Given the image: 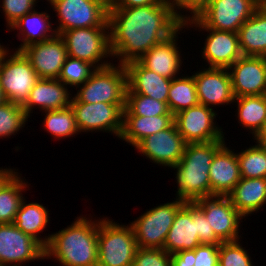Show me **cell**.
Instances as JSON below:
<instances>
[{
  "instance_id": "cell-1",
  "label": "cell",
  "mask_w": 266,
  "mask_h": 266,
  "mask_svg": "<svg viewBox=\"0 0 266 266\" xmlns=\"http://www.w3.org/2000/svg\"><path fill=\"white\" fill-rule=\"evenodd\" d=\"M110 49L119 64L139 60L153 46L174 35L184 22L169 0L131 8H108Z\"/></svg>"
},
{
  "instance_id": "cell-2",
  "label": "cell",
  "mask_w": 266,
  "mask_h": 266,
  "mask_svg": "<svg viewBox=\"0 0 266 266\" xmlns=\"http://www.w3.org/2000/svg\"><path fill=\"white\" fill-rule=\"evenodd\" d=\"M89 217L77 216L71 225L52 233L45 259L53 257L60 266H97L98 219Z\"/></svg>"
},
{
  "instance_id": "cell-3",
  "label": "cell",
  "mask_w": 266,
  "mask_h": 266,
  "mask_svg": "<svg viewBox=\"0 0 266 266\" xmlns=\"http://www.w3.org/2000/svg\"><path fill=\"white\" fill-rule=\"evenodd\" d=\"M225 141L187 143L176 169V198L193 202L211 196L209 170L216 151Z\"/></svg>"
},
{
  "instance_id": "cell-4",
  "label": "cell",
  "mask_w": 266,
  "mask_h": 266,
  "mask_svg": "<svg viewBox=\"0 0 266 266\" xmlns=\"http://www.w3.org/2000/svg\"><path fill=\"white\" fill-rule=\"evenodd\" d=\"M127 72L124 65L96 68L90 78L76 88L71 102L126 104ZM78 89V90H77Z\"/></svg>"
},
{
  "instance_id": "cell-5",
  "label": "cell",
  "mask_w": 266,
  "mask_h": 266,
  "mask_svg": "<svg viewBox=\"0 0 266 266\" xmlns=\"http://www.w3.org/2000/svg\"><path fill=\"white\" fill-rule=\"evenodd\" d=\"M137 242L132 226L98 220V266H133Z\"/></svg>"
},
{
  "instance_id": "cell-6",
  "label": "cell",
  "mask_w": 266,
  "mask_h": 266,
  "mask_svg": "<svg viewBox=\"0 0 266 266\" xmlns=\"http://www.w3.org/2000/svg\"><path fill=\"white\" fill-rule=\"evenodd\" d=\"M259 7V0H210L195 18L185 21L184 26L188 30L196 27L238 32Z\"/></svg>"
},
{
  "instance_id": "cell-7",
  "label": "cell",
  "mask_w": 266,
  "mask_h": 266,
  "mask_svg": "<svg viewBox=\"0 0 266 266\" xmlns=\"http://www.w3.org/2000/svg\"><path fill=\"white\" fill-rule=\"evenodd\" d=\"M62 37L71 58L86 61L95 68L112 64L109 27L76 28L64 31ZM107 58V61H106ZM109 60V62H108Z\"/></svg>"
},
{
  "instance_id": "cell-8",
  "label": "cell",
  "mask_w": 266,
  "mask_h": 266,
  "mask_svg": "<svg viewBox=\"0 0 266 266\" xmlns=\"http://www.w3.org/2000/svg\"><path fill=\"white\" fill-rule=\"evenodd\" d=\"M8 48L0 55V85L9 102L23 105L40 77L22 51Z\"/></svg>"
},
{
  "instance_id": "cell-9",
  "label": "cell",
  "mask_w": 266,
  "mask_h": 266,
  "mask_svg": "<svg viewBox=\"0 0 266 266\" xmlns=\"http://www.w3.org/2000/svg\"><path fill=\"white\" fill-rule=\"evenodd\" d=\"M173 200L147 210L130 222L139 248L163 249L169 229L177 211L184 205L181 199Z\"/></svg>"
},
{
  "instance_id": "cell-10",
  "label": "cell",
  "mask_w": 266,
  "mask_h": 266,
  "mask_svg": "<svg viewBox=\"0 0 266 266\" xmlns=\"http://www.w3.org/2000/svg\"><path fill=\"white\" fill-rule=\"evenodd\" d=\"M57 13V34L76 28L109 27L108 7L99 0H46Z\"/></svg>"
},
{
  "instance_id": "cell-11",
  "label": "cell",
  "mask_w": 266,
  "mask_h": 266,
  "mask_svg": "<svg viewBox=\"0 0 266 266\" xmlns=\"http://www.w3.org/2000/svg\"><path fill=\"white\" fill-rule=\"evenodd\" d=\"M126 104L71 102L78 129L81 132H108L121 135L123 110Z\"/></svg>"
},
{
  "instance_id": "cell-12",
  "label": "cell",
  "mask_w": 266,
  "mask_h": 266,
  "mask_svg": "<svg viewBox=\"0 0 266 266\" xmlns=\"http://www.w3.org/2000/svg\"><path fill=\"white\" fill-rule=\"evenodd\" d=\"M213 109L198 104L174 115L178 133L186 143L225 141V133L216 125L218 115Z\"/></svg>"
},
{
  "instance_id": "cell-13",
  "label": "cell",
  "mask_w": 266,
  "mask_h": 266,
  "mask_svg": "<svg viewBox=\"0 0 266 266\" xmlns=\"http://www.w3.org/2000/svg\"><path fill=\"white\" fill-rule=\"evenodd\" d=\"M204 213L215 235L222 242L238 241L244 218L231 203L228 196L213 195L193 201Z\"/></svg>"
},
{
  "instance_id": "cell-14",
  "label": "cell",
  "mask_w": 266,
  "mask_h": 266,
  "mask_svg": "<svg viewBox=\"0 0 266 266\" xmlns=\"http://www.w3.org/2000/svg\"><path fill=\"white\" fill-rule=\"evenodd\" d=\"M45 259V248L13 223L0 224V264L22 266Z\"/></svg>"
},
{
  "instance_id": "cell-15",
  "label": "cell",
  "mask_w": 266,
  "mask_h": 266,
  "mask_svg": "<svg viewBox=\"0 0 266 266\" xmlns=\"http://www.w3.org/2000/svg\"><path fill=\"white\" fill-rule=\"evenodd\" d=\"M186 144L173 123L169 128L145 137L134 148L150 162L169 169L179 163Z\"/></svg>"
},
{
  "instance_id": "cell-16",
  "label": "cell",
  "mask_w": 266,
  "mask_h": 266,
  "mask_svg": "<svg viewBox=\"0 0 266 266\" xmlns=\"http://www.w3.org/2000/svg\"><path fill=\"white\" fill-rule=\"evenodd\" d=\"M228 71L234 98L266 95V57L241 56Z\"/></svg>"
},
{
  "instance_id": "cell-17",
  "label": "cell",
  "mask_w": 266,
  "mask_h": 266,
  "mask_svg": "<svg viewBox=\"0 0 266 266\" xmlns=\"http://www.w3.org/2000/svg\"><path fill=\"white\" fill-rule=\"evenodd\" d=\"M192 75L199 104L209 108L233 104L234 95L228 68L204 67Z\"/></svg>"
},
{
  "instance_id": "cell-18",
  "label": "cell",
  "mask_w": 266,
  "mask_h": 266,
  "mask_svg": "<svg viewBox=\"0 0 266 266\" xmlns=\"http://www.w3.org/2000/svg\"><path fill=\"white\" fill-rule=\"evenodd\" d=\"M22 52L30 60L37 75L45 79H58L68 57L65 43L59 34L42 42L31 44Z\"/></svg>"
},
{
  "instance_id": "cell-19",
  "label": "cell",
  "mask_w": 266,
  "mask_h": 266,
  "mask_svg": "<svg viewBox=\"0 0 266 266\" xmlns=\"http://www.w3.org/2000/svg\"><path fill=\"white\" fill-rule=\"evenodd\" d=\"M198 30L207 32L204 46L201 48V55L208 63L209 68H229L243 56L237 32L210 28H198Z\"/></svg>"
},
{
  "instance_id": "cell-20",
  "label": "cell",
  "mask_w": 266,
  "mask_h": 266,
  "mask_svg": "<svg viewBox=\"0 0 266 266\" xmlns=\"http://www.w3.org/2000/svg\"><path fill=\"white\" fill-rule=\"evenodd\" d=\"M185 28L183 25L174 35L153 46L138 61L147 69L159 75L173 79L178 77L184 59L178 47V34ZM182 58V59H181ZM183 60V61H182Z\"/></svg>"
},
{
  "instance_id": "cell-21",
  "label": "cell",
  "mask_w": 266,
  "mask_h": 266,
  "mask_svg": "<svg viewBox=\"0 0 266 266\" xmlns=\"http://www.w3.org/2000/svg\"><path fill=\"white\" fill-rule=\"evenodd\" d=\"M70 92L71 90H68L67 86L59 79L40 78L31 89L22 108L29 118L35 107L40 109L42 113L63 109L70 106L73 96Z\"/></svg>"
},
{
  "instance_id": "cell-22",
  "label": "cell",
  "mask_w": 266,
  "mask_h": 266,
  "mask_svg": "<svg viewBox=\"0 0 266 266\" xmlns=\"http://www.w3.org/2000/svg\"><path fill=\"white\" fill-rule=\"evenodd\" d=\"M127 92L142 94L167 104L172 79L145 68L138 60L125 65Z\"/></svg>"
},
{
  "instance_id": "cell-23",
  "label": "cell",
  "mask_w": 266,
  "mask_h": 266,
  "mask_svg": "<svg viewBox=\"0 0 266 266\" xmlns=\"http://www.w3.org/2000/svg\"><path fill=\"white\" fill-rule=\"evenodd\" d=\"M224 143L212 160L209 178L211 196H227L241 179L237 155Z\"/></svg>"
},
{
  "instance_id": "cell-24",
  "label": "cell",
  "mask_w": 266,
  "mask_h": 266,
  "mask_svg": "<svg viewBox=\"0 0 266 266\" xmlns=\"http://www.w3.org/2000/svg\"><path fill=\"white\" fill-rule=\"evenodd\" d=\"M201 242L197 232V219L182 206L176 213L164 243L170 255L183 250H194Z\"/></svg>"
},
{
  "instance_id": "cell-25",
  "label": "cell",
  "mask_w": 266,
  "mask_h": 266,
  "mask_svg": "<svg viewBox=\"0 0 266 266\" xmlns=\"http://www.w3.org/2000/svg\"><path fill=\"white\" fill-rule=\"evenodd\" d=\"M227 196L244 218L257 213L266 204V178H241Z\"/></svg>"
},
{
  "instance_id": "cell-26",
  "label": "cell",
  "mask_w": 266,
  "mask_h": 266,
  "mask_svg": "<svg viewBox=\"0 0 266 266\" xmlns=\"http://www.w3.org/2000/svg\"><path fill=\"white\" fill-rule=\"evenodd\" d=\"M47 12L48 11L37 12L35 9L28 14H25L9 29H7L10 31H19L17 37L22 43L19 45V47H17V49L15 48L16 51H22L31 44L50 39L57 34L52 25L53 23L50 20L51 16Z\"/></svg>"
},
{
  "instance_id": "cell-27",
  "label": "cell",
  "mask_w": 266,
  "mask_h": 266,
  "mask_svg": "<svg viewBox=\"0 0 266 266\" xmlns=\"http://www.w3.org/2000/svg\"><path fill=\"white\" fill-rule=\"evenodd\" d=\"M26 201L27 200L25 198L21 202L13 224L46 248L52 235L49 234L48 236H44L42 238L40 233H42L46 226L50 223V216L48 213L50 211H48V208L43 206V204L37 202L27 203Z\"/></svg>"
},
{
  "instance_id": "cell-28",
  "label": "cell",
  "mask_w": 266,
  "mask_h": 266,
  "mask_svg": "<svg viewBox=\"0 0 266 266\" xmlns=\"http://www.w3.org/2000/svg\"><path fill=\"white\" fill-rule=\"evenodd\" d=\"M243 56L266 57V12L260 7L238 29Z\"/></svg>"
},
{
  "instance_id": "cell-29",
  "label": "cell",
  "mask_w": 266,
  "mask_h": 266,
  "mask_svg": "<svg viewBox=\"0 0 266 266\" xmlns=\"http://www.w3.org/2000/svg\"><path fill=\"white\" fill-rule=\"evenodd\" d=\"M174 123V115L155 117L123 116L120 139L135 147L145 137L169 128Z\"/></svg>"
},
{
  "instance_id": "cell-30",
  "label": "cell",
  "mask_w": 266,
  "mask_h": 266,
  "mask_svg": "<svg viewBox=\"0 0 266 266\" xmlns=\"http://www.w3.org/2000/svg\"><path fill=\"white\" fill-rule=\"evenodd\" d=\"M233 103L237 104L235 116L238 124L250 130L254 138L266 122V95L237 97Z\"/></svg>"
},
{
  "instance_id": "cell-31",
  "label": "cell",
  "mask_w": 266,
  "mask_h": 266,
  "mask_svg": "<svg viewBox=\"0 0 266 266\" xmlns=\"http://www.w3.org/2000/svg\"><path fill=\"white\" fill-rule=\"evenodd\" d=\"M19 174L16 171L0 189V224L14 223L21 202L25 199L24 192L27 187L29 190L30 184Z\"/></svg>"
},
{
  "instance_id": "cell-32",
  "label": "cell",
  "mask_w": 266,
  "mask_h": 266,
  "mask_svg": "<svg viewBox=\"0 0 266 266\" xmlns=\"http://www.w3.org/2000/svg\"><path fill=\"white\" fill-rule=\"evenodd\" d=\"M194 76H180L173 78L168 92L167 105L175 115L185 109L198 105Z\"/></svg>"
},
{
  "instance_id": "cell-33",
  "label": "cell",
  "mask_w": 266,
  "mask_h": 266,
  "mask_svg": "<svg viewBox=\"0 0 266 266\" xmlns=\"http://www.w3.org/2000/svg\"><path fill=\"white\" fill-rule=\"evenodd\" d=\"M43 129L55 139H66L80 134L74 112L70 106L51 111H44Z\"/></svg>"
},
{
  "instance_id": "cell-34",
  "label": "cell",
  "mask_w": 266,
  "mask_h": 266,
  "mask_svg": "<svg viewBox=\"0 0 266 266\" xmlns=\"http://www.w3.org/2000/svg\"><path fill=\"white\" fill-rule=\"evenodd\" d=\"M160 115H173L165 102L142 94L126 93L123 116L155 117Z\"/></svg>"
},
{
  "instance_id": "cell-35",
  "label": "cell",
  "mask_w": 266,
  "mask_h": 266,
  "mask_svg": "<svg viewBox=\"0 0 266 266\" xmlns=\"http://www.w3.org/2000/svg\"><path fill=\"white\" fill-rule=\"evenodd\" d=\"M236 155L241 178H266V149L258 144L250 145Z\"/></svg>"
},
{
  "instance_id": "cell-36",
  "label": "cell",
  "mask_w": 266,
  "mask_h": 266,
  "mask_svg": "<svg viewBox=\"0 0 266 266\" xmlns=\"http://www.w3.org/2000/svg\"><path fill=\"white\" fill-rule=\"evenodd\" d=\"M28 118L22 105L9 101L0 105V138H10L23 130Z\"/></svg>"
},
{
  "instance_id": "cell-37",
  "label": "cell",
  "mask_w": 266,
  "mask_h": 266,
  "mask_svg": "<svg viewBox=\"0 0 266 266\" xmlns=\"http://www.w3.org/2000/svg\"><path fill=\"white\" fill-rule=\"evenodd\" d=\"M96 68L90 63L67 57L62 66L58 79L64 83L68 89L83 85L91 76ZM70 85V86H69Z\"/></svg>"
},
{
  "instance_id": "cell-38",
  "label": "cell",
  "mask_w": 266,
  "mask_h": 266,
  "mask_svg": "<svg viewBox=\"0 0 266 266\" xmlns=\"http://www.w3.org/2000/svg\"><path fill=\"white\" fill-rule=\"evenodd\" d=\"M240 241L219 244L218 266H254L251 256Z\"/></svg>"
},
{
  "instance_id": "cell-39",
  "label": "cell",
  "mask_w": 266,
  "mask_h": 266,
  "mask_svg": "<svg viewBox=\"0 0 266 266\" xmlns=\"http://www.w3.org/2000/svg\"><path fill=\"white\" fill-rule=\"evenodd\" d=\"M4 13L6 28H10L16 21L29 12L35 10L38 0H0Z\"/></svg>"
},
{
  "instance_id": "cell-40",
  "label": "cell",
  "mask_w": 266,
  "mask_h": 266,
  "mask_svg": "<svg viewBox=\"0 0 266 266\" xmlns=\"http://www.w3.org/2000/svg\"><path fill=\"white\" fill-rule=\"evenodd\" d=\"M183 206L197 219V232L201 244L222 243L215 235L202 210L194 202H185Z\"/></svg>"
},
{
  "instance_id": "cell-41",
  "label": "cell",
  "mask_w": 266,
  "mask_h": 266,
  "mask_svg": "<svg viewBox=\"0 0 266 266\" xmlns=\"http://www.w3.org/2000/svg\"><path fill=\"white\" fill-rule=\"evenodd\" d=\"M133 266H171V255L164 249L138 247Z\"/></svg>"
},
{
  "instance_id": "cell-42",
  "label": "cell",
  "mask_w": 266,
  "mask_h": 266,
  "mask_svg": "<svg viewBox=\"0 0 266 266\" xmlns=\"http://www.w3.org/2000/svg\"><path fill=\"white\" fill-rule=\"evenodd\" d=\"M176 15L183 21L195 18L209 3L210 0H169ZM183 11V12H182ZM188 12L185 15L184 12Z\"/></svg>"
},
{
  "instance_id": "cell-43",
  "label": "cell",
  "mask_w": 266,
  "mask_h": 266,
  "mask_svg": "<svg viewBox=\"0 0 266 266\" xmlns=\"http://www.w3.org/2000/svg\"><path fill=\"white\" fill-rule=\"evenodd\" d=\"M194 251V266H218L219 244H201Z\"/></svg>"
},
{
  "instance_id": "cell-44",
  "label": "cell",
  "mask_w": 266,
  "mask_h": 266,
  "mask_svg": "<svg viewBox=\"0 0 266 266\" xmlns=\"http://www.w3.org/2000/svg\"><path fill=\"white\" fill-rule=\"evenodd\" d=\"M195 251L183 250L171 254V266H194Z\"/></svg>"
},
{
  "instance_id": "cell-45",
  "label": "cell",
  "mask_w": 266,
  "mask_h": 266,
  "mask_svg": "<svg viewBox=\"0 0 266 266\" xmlns=\"http://www.w3.org/2000/svg\"><path fill=\"white\" fill-rule=\"evenodd\" d=\"M161 0H115L110 8H131L157 4Z\"/></svg>"
},
{
  "instance_id": "cell-46",
  "label": "cell",
  "mask_w": 266,
  "mask_h": 266,
  "mask_svg": "<svg viewBox=\"0 0 266 266\" xmlns=\"http://www.w3.org/2000/svg\"><path fill=\"white\" fill-rule=\"evenodd\" d=\"M16 168H0V189L16 173Z\"/></svg>"
},
{
  "instance_id": "cell-47",
  "label": "cell",
  "mask_w": 266,
  "mask_h": 266,
  "mask_svg": "<svg viewBox=\"0 0 266 266\" xmlns=\"http://www.w3.org/2000/svg\"><path fill=\"white\" fill-rule=\"evenodd\" d=\"M255 143L266 149V122L263 124L261 130L254 137Z\"/></svg>"
},
{
  "instance_id": "cell-48",
  "label": "cell",
  "mask_w": 266,
  "mask_h": 266,
  "mask_svg": "<svg viewBox=\"0 0 266 266\" xmlns=\"http://www.w3.org/2000/svg\"><path fill=\"white\" fill-rule=\"evenodd\" d=\"M6 102H8V100L4 94L2 86L0 85V105L4 104Z\"/></svg>"
},
{
  "instance_id": "cell-49",
  "label": "cell",
  "mask_w": 266,
  "mask_h": 266,
  "mask_svg": "<svg viewBox=\"0 0 266 266\" xmlns=\"http://www.w3.org/2000/svg\"><path fill=\"white\" fill-rule=\"evenodd\" d=\"M99 1H101L108 8H110L113 5L115 0H99Z\"/></svg>"
},
{
  "instance_id": "cell-50",
  "label": "cell",
  "mask_w": 266,
  "mask_h": 266,
  "mask_svg": "<svg viewBox=\"0 0 266 266\" xmlns=\"http://www.w3.org/2000/svg\"><path fill=\"white\" fill-rule=\"evenodd\" d=\"M260 8L266 12V0L260 1Z\"/></svg>"
},
{
  "instance_id": "cell-51",
  "label": "cell",
  "mask_w": 266,
  "mask_h": 266,
  "mask_svg": "<svg viewBox=\"0 0 266 266\" xmlns=\"http://www.w3.org/2000/svg\"><path fill=\"white\" fill-rule=\"evenodd\" d=\"M2 43H0V55L2 54V52L7 48L4 45H1Z\"/></svg>"
}]
</instances>
